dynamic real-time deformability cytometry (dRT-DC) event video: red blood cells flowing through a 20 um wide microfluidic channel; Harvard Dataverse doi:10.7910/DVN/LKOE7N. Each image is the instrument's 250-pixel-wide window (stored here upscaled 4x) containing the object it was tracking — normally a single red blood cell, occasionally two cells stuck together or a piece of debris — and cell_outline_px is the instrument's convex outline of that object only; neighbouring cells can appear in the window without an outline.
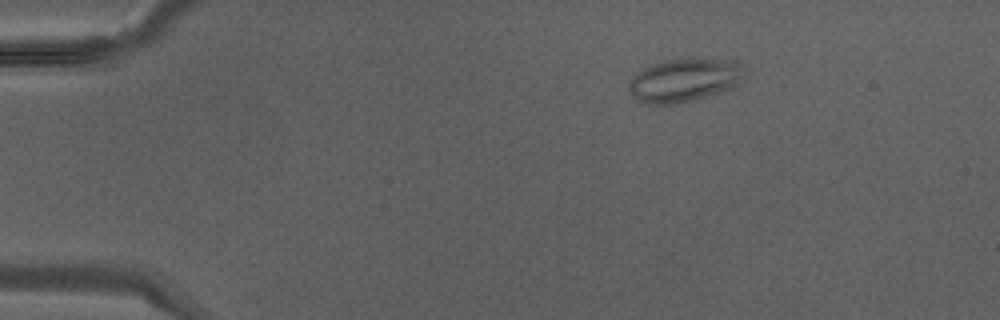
{"species": "Egyptian fruit bat (a non-hibernating species)", "species_latin": "Rousettus aegyptiacus", "temperature_condition": "warm", "stored_images_in_passage": 30, "camera_frame_rate_fps": 3000, "um_per_image_px": 0.085, "animal": {"sex": "male"}, "frame": {"image": 1, "passage_image": 1, "time_ms": 0.0, "image_size_px": [1000, 320], "cell_outline_px": [[740, 64], [736, 88], [692, 100], [676, 104], [640, 104], [632, 96], [628, 88], [628, 84], [644, 68], [664, 60], [692, 56], [740, 60]], "centroid_in_image_um": [58.15, 6.79], "position_along_channel_um": 26.9, "area_um2": 29.48}}
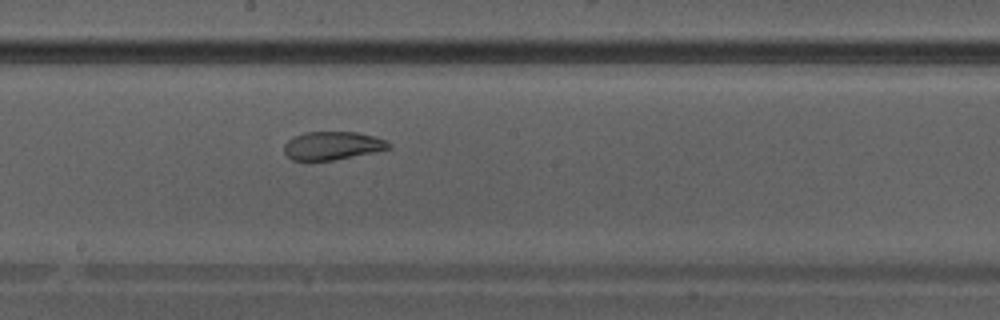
{"frame": {"image": 2, "passage_image": 17, "time_ms": 5.333, "image_size_px": [1000, 320], "cell_outline_px": [[392, 148], [332, 160], [292, 160], [284, 152], [284, 144], [288, 140], [304, 132], [356, 132], [376, 136], [388, 140], [392, 144]], "centroid_in_image_um": [28.29, 12.37], "position_along_channel_um": 219.9, "area_um2": 17.17}}